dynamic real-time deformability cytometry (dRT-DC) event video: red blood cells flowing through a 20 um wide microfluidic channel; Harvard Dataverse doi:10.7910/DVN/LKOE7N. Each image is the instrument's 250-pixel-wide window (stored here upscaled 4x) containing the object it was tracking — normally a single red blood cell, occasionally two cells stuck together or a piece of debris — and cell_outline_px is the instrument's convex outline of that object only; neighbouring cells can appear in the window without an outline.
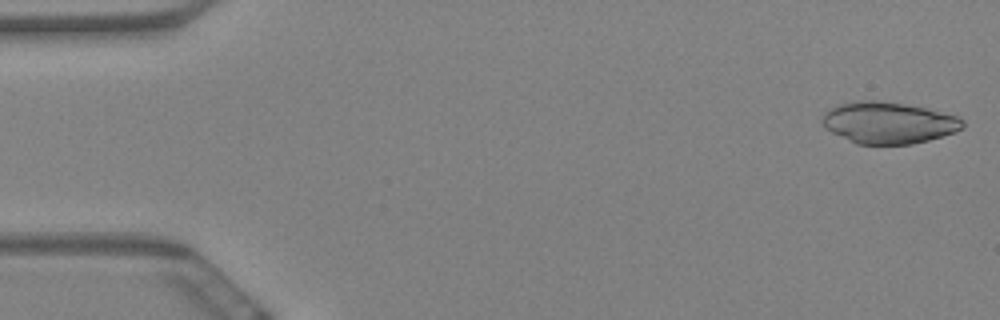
{"species": "Egyptian fruit bat (a non-hibernating species)", "species_latin": "Rousettus aegyptiacus", "temperature_condition": "warm", "stored_images_in_passage": 58, "camera_frame_rate_fps": 3000, "um_per_image_px": 0.085, "animal": {"sex": "female"}, "frame": {"image": 1, "passage_image": 2, "time_ms": 0.333, "image_size_px": [1000, 320], "cell_outline_px": [[964, 128], [956, 132], [928, 140], [912, 144], [856, 144], [832, 132], [820, 120], [824, 112], [828, 108], [836, 104], [856, 100], [876, 100], [904, 104], [928, 108], [956, 116], [964, 120]], "centroid_in_image_um": [75.51, 10.42], "position_along_channel_um": 9.5, "area_um2": 34.22}}